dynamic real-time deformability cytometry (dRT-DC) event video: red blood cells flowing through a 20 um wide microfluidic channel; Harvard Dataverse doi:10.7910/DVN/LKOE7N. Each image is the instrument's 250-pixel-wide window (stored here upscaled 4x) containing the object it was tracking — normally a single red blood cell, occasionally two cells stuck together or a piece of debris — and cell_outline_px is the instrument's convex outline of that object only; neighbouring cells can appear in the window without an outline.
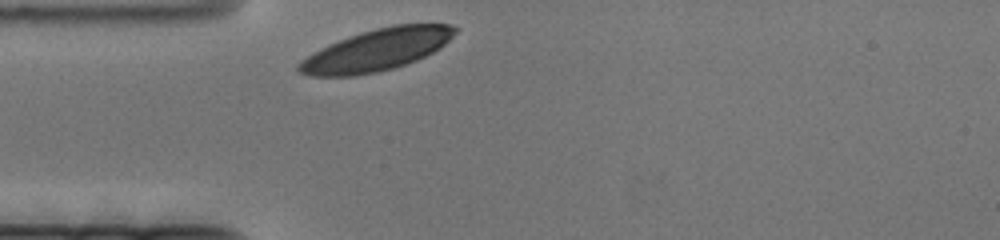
{"species": "human", "species_latin": "Homo sapiens", "temperature_condition": "cold", "stored_images_in_passage": 43, "camera_frame_rate_fps": 3000, "um_per_image_px": 0.085, "donor": {"sex": "female"}, "frame": {"image": 1, "passage_image": 1, "time_ms": 0.0, "image_size_px": [1000, 240], "cell_outline_px": [[456, 32], [440, 48], [416, 60], [392, 68], [376, 72], [356, 76], [312, 76], [300, 72], [296, 68], [296, 64], [300, 60], [328, 44], [360, 32], [392, 24], [452, 24], [456, 28]], "centroid_in_image_um": [31.99, 4.24], "position_along_channel_um": 53.0, "area_um2": 37.74}}
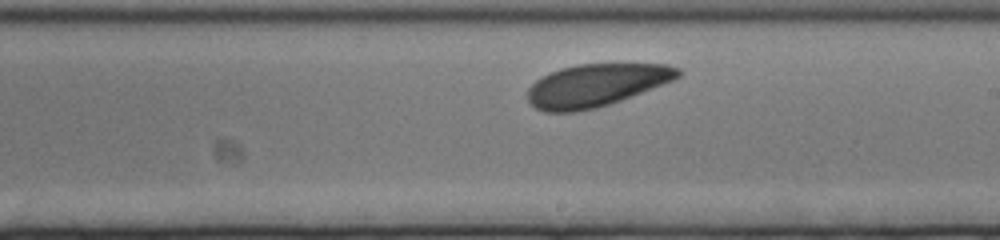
{"frame": {"image": 2, "passage_image": 25, "time_ms": 8.0, "image_size_px": [1000, 240], "cell_outline_px": [[684, 72], [680, 76], [672, 80], [620, 100], [596, 108], [576, 112], [544, 112], [536, 108], [528, 100], [528, 88], [536, 80], [560, 68], [580, 64], [668, 64], [680, 68]], "centroid_in_image_um": [50.67, 7.24], "position_along_channel_um": 238.3, "area_um2": 36.99}}
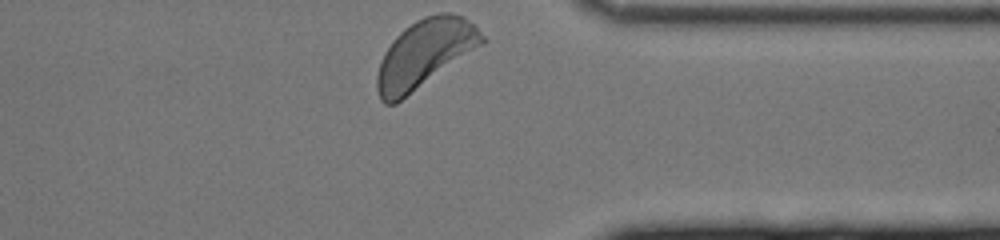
{"frame": {"image": 3, "passage_image": 43, "time_ms": 14.0, "image_size_px": [1000, 240], "cell_outline_px": [[488, 40], [484, 44], [396, 104], [384, 104], [380, 100], [376, 88], [376, 80], [380, 64], [384, 52], [392, 40], [404, 28], [416, 20], [424, 16], [440, 12], [452, 12], [464, 16]], "centroid_in_image_um": [36.1, 4.56], "position_along_channel_um": 375.3, "area_um2": 41.73}}